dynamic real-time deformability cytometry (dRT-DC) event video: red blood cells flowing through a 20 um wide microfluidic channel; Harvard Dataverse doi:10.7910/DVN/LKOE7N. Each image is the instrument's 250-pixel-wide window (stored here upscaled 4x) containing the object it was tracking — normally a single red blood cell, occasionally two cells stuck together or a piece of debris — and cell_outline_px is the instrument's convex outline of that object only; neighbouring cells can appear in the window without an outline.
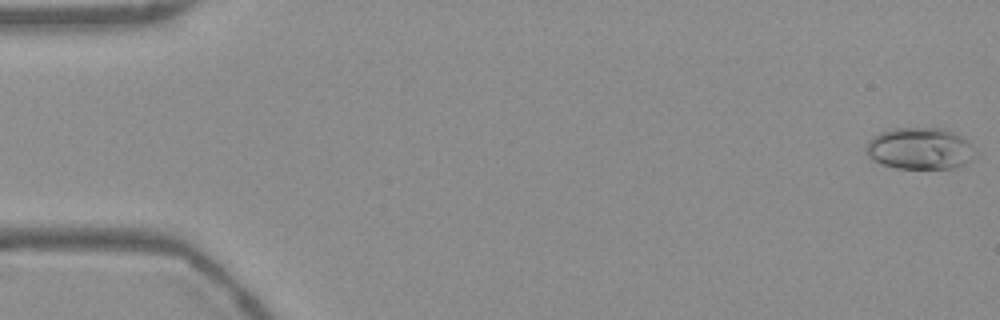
{"species": "Egyptian fruit bat (a non-hibernating species)", "species_latin": "Rousettus aegyptiacus", "temperature_condition": "warm", "stored_images_in_passage": 54, "camera_frame_rate_fps": 3000, "um_per_image_px": 0.085, "frame": {"image": 1, "passage_image": 1, "time_ms": 0.0, "image_size_px": [1000, 320], "cell_outline_px": [[980, 152], [972, 160], [964, 164], [952, 168], [896, 168], [880, 164], [872, 160], [864, 152], [864, 148], [868, 140], [872, 136], [880, 132], [892, 128], [944, 128], [968, 140]], "centroid_in_image_um": [78.19, 12.62], "position_along_channel_um": 6.8, "area_um2": 27.17}}
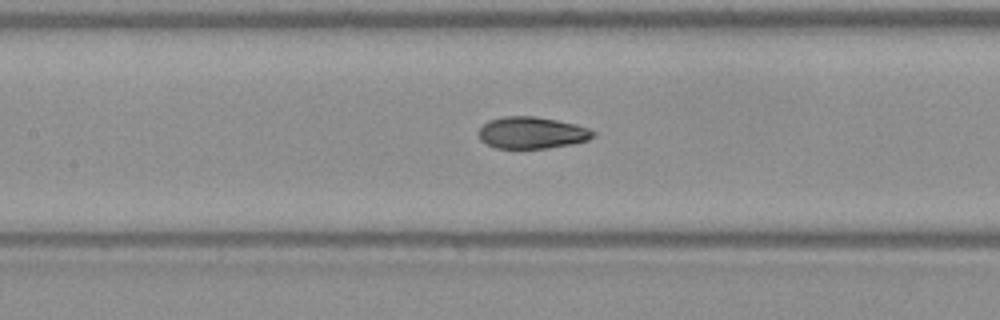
{"frame": {"image": 2, "passage_image": 25, "time_ms": 8.0, "image_size_px": [1000, 320], "cell_outline_px": [[596, 136], [588, 140], [572, 144], [548, 148], [496, 148], [480, 140], [480, 128], [488, 120], [504, 116], [536, 116], [576, 124], [588, 128], [596, 132]], "centroid_in_image_um": [45.25, 11.28], "position_along_channel_um": 162.2, "area_um2": 21.21}}
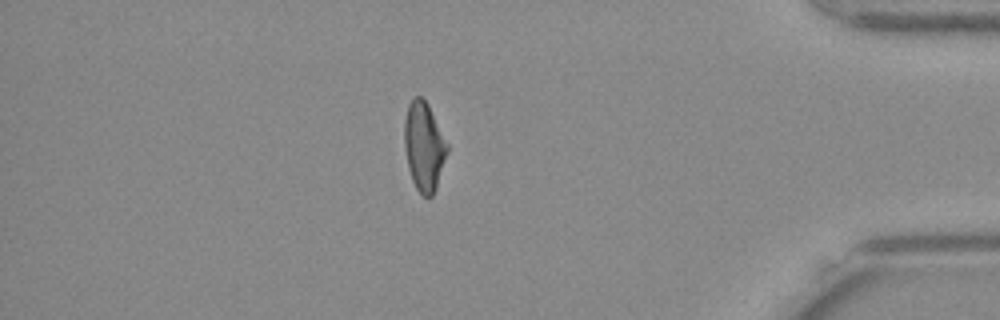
{"frame": {"image": 3, "passage_image": 47, "time_ms": 15.333, "image_size_px": [1000, 320], "cell_outline_px": [[448, 152], [436, 188], [432, 196], [424, 196], [416, 188], [412, 180], [408, 168], [404, 144], [404, 120], [408, 104], [416, 96], [420, 96], [428, 104], [448, 144]], "centroid_in_image_um": [36.03, 12.44], "position_along_channel_um": 399.2, "area_um2": 22.08}, "authors_computed_cell_mechanics": {"area_um2": 22.3686, "velocity_mm_per_s": 3.7567, "shape_relaxation_time_tau1_ms": 5.633, "shape_relaxation_time_tau2_ms": 1.4985, "deformation_change_tau1": 0.1767, "deformation_change_tau2": 0.0696}}